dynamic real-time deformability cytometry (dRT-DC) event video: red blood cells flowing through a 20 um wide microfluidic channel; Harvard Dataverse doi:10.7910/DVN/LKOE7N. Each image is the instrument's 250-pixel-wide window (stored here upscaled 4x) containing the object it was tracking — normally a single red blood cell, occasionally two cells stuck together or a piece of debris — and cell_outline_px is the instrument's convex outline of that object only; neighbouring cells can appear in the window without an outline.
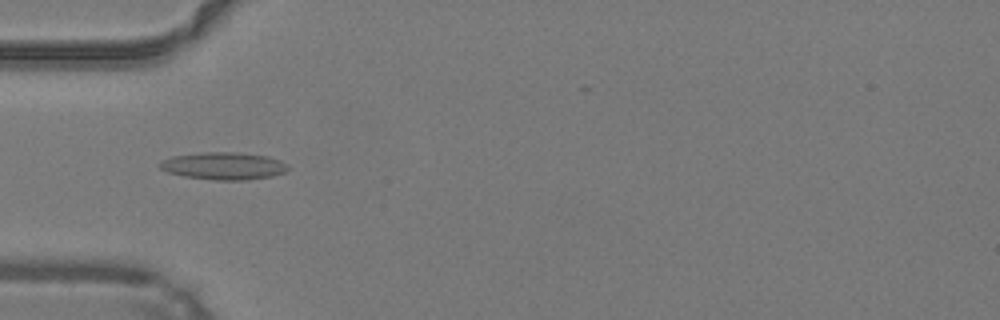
{"species": "common noctule bat (a hibernating species)", "species_latin": "Nyctalus noctula", "temperature_condition": "warm", "stored_images_in_passage": 26, "camera_frame_rate_fps": 3000, "um_per_image_px": 0.085, "animal": {"sex": "male", "body_mass_g": 19.2, "forearm_length_mm": 51.8}, "frame": {"image": 1, "passage_image": 2, "time_ms": 0.333, "image_size_px": [1000, 320], "cell_outline_px": [[288, 168], [284, 172], [272, 176], [244, 180], [212, 180], [184, 176], [168, 172], [160, 168], [160, 160], [172, 156], [204, 152], [236, 152], [268, 156], [280, 160], [288, 164]], "centroid_in_image_um": [19.01, 14.1], "position_along_channel_um": 66.0, "area_um2": 20.46}}
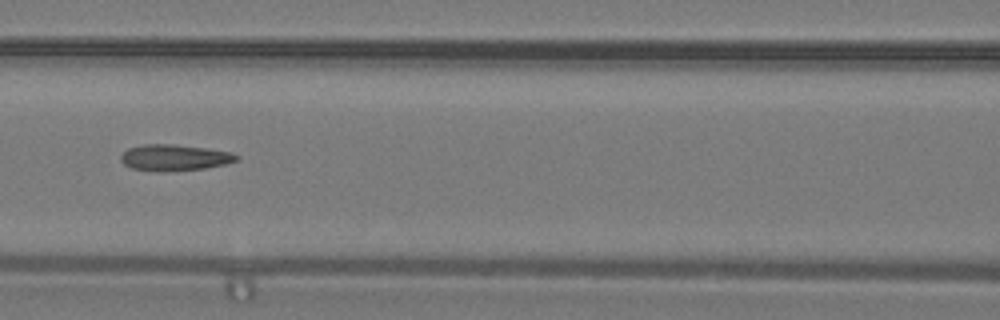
{"frame": {"image": 2, "passage_image": 8, "time_ms": 2.333, "image_size_px": [1000, 320], "cell_outline_px": [[240, 160], [224, 164], [204, 168], [132, 168], [124, 164], [120, 160], [120, 156], [128, 148], [144, 144], [172, 144], [208, 148], [232, 152], [240, 156]], "centroid_in_image_um": [14.9, 13.33], "position_along_channel_um": 151.7, "area_um2": 16.7}}
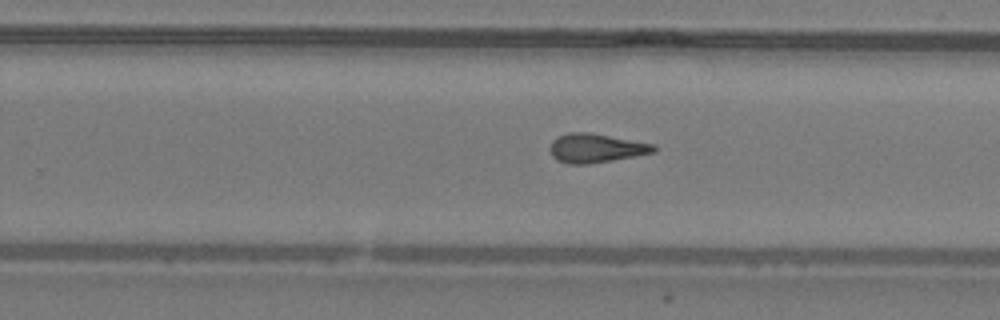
{"frame": {"image": 3, "passage_image": 17, "time_ms": 5.333, "image_size_px": [1000, 320], "cell_outline_px": [[656, 152], [636, 156], [588, 164], [568, 164], [556, 160], [552, 156], [548, 148], [552, 140], [556, 136], [568, 132], [588, 132], [656, 144]], "centroid_in_image_um": [50.62, 12.59], "position_along_channel_um": 279.2, "area_um2": 17.8}, "authors_computed_cell_mechanics": {"area_um2": 17.3978, "velocity_mm_per_s": 4.262, "shape_relaxation_time_tau1_ms": null, "shape_relaxation_time_tau2_ms": 3.6187, "deformation_change_tau1": null, "deformation_change_tau2": 0.1517}}